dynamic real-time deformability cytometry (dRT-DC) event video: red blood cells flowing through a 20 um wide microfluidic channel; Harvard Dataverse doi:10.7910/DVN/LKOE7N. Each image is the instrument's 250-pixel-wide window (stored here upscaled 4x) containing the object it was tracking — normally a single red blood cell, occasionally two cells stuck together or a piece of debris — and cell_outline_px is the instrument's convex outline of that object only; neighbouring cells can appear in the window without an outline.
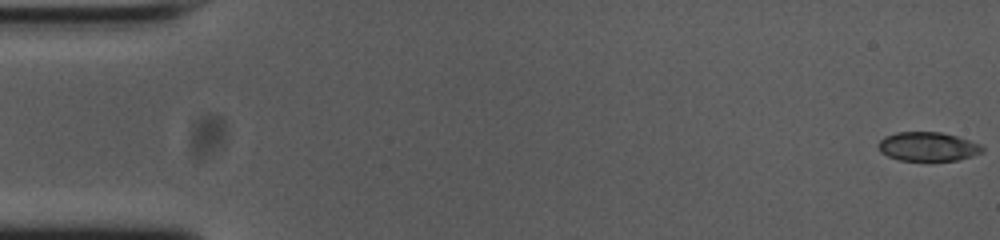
{"species": "common noctule bat (a hibernating species)", "species_latin": "Nyctalus noctula", "temperature_condition": "cold", "stored_images_in_passage": 14, "camera_frame_rate_fps": 3000, "um_per_image_px": 0.085, "animal": {"sex": "female", "body_mass_g": 23.0, "forearm_length_mm": 53.4}, "frame": {"image": 1, "passage_image": 1, "time_ms": 0.0, "image_size_px": [1000, 240], "cell_outline_px": [[984, 152], [960, 160], [900, 160], [888, 156], [880, 152], [876, 144], [884, 136], [896, 132], [940, 132], [956, 136], [980, 144], [984, 148]], "centroid_in_image_um": [78.85, 12.45], "position_along_channel_um": 6.2, "area_um2": 17.63}}
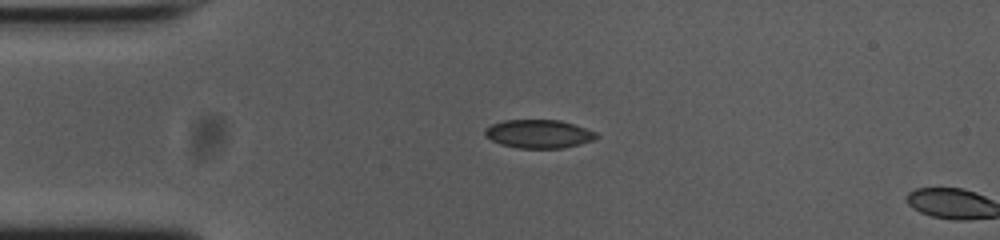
{"frame": {"image": 2, "passage_image": 13, "time_ms": 4.0, "image_size_px": [1000, 240], "cell_outline_px": [[600, 136], [596, 140], [564, 148], [516, 148], [500, 144], [484, 136], [484, 128], [492, 124], [504, 120], [560, 120], [596, 132]], "centroid_in_image_um": [45.79, 11.39], "position_along_channel_um": 39.2, "area_um2": 18.61}}